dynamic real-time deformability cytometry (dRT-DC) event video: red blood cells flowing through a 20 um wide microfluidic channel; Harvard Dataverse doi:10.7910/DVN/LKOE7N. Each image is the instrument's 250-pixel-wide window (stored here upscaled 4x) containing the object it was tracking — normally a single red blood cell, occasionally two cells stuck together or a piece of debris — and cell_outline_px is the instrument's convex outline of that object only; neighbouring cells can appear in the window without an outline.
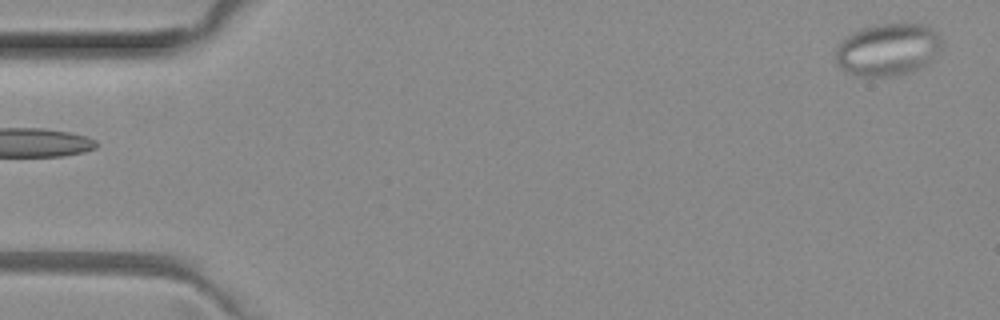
{"species": "common noctule bat (a hibernating species)", "species_latin": "Nyctalus noctula", "temperature_condition": "room temperature", "stored_images_in_passage": 4, "camera_frame_rate_fps": 3000, "um_per_image_px": 0.085, "animal": {"sex": "female", "body_mass_g": 29.2, "forearm_length_mm": 56.3}, "frame": {"image": 1, "passage_image": 4, "time_ms": 1.0, "image_size_px": [1000, 320], "cell_outline_px": [[940, 48], [920, 68], [896, 76], [864, 76], [852, 72], [844, 68], [836, 60], [836, 48], [848, 36], [864, 28], [880, 24], [920, 24], [932, 28], [936, 32], [940, 40]], "centroid_in_image_um": [75.47, 4.2], "position_along_channel_um": 9.5, "area_um2": 31.15}}